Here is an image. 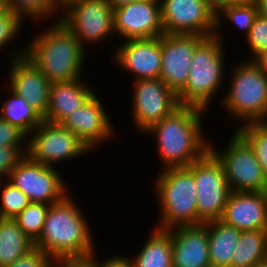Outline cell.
<instances>
[{"label":"cell","instance_id":"6da1fadb","mask_svg":"<svg viewBox=\"0 0 267 267\" xmlns=\"http://www.w3.org/2000/svg\"><path fill=\"white\" fill-rule=\"evenodd\" d=\"M206 110L180 105L144 134L153 136L162 169L188 167L209 150V138L203 130ZM203 117V119H202Z\"/></svg>","mask_w":267,"mask_h":267},{"label":"cell","instance_id":"7a4b0ae2","mask_svg":"<svg viewBox=\"0 0 267 267\" xmlns=\"http://www.w3.org/2000/svg\"><path fill=\"white\" fill-rule=\"evenodd\" d=\"M70 195L49 206L42 233L34 243L55 263L97 252L88 219Z\"/></svg>","mask_w":267,"mask_h":267},{"label":"cell","instance_id":"3957f363","mask_svg":"<svg viewBox=\"0 0 267 267\" xmlns=\"http://www.w3.org/2000/svg\"><path fill=\"white\" fill-rule=\"evenodd\" d=\"M45 31L26 44L28 58L50 83L71 81L81 77L86 50L75 35L60 21L53 20Z\"/></svg>","mask_w":267,"mask_h":267},{"label":"cell","instance_id":"277c9868","mask_svg":"<svg viewBox=\"0 0 267 267\" xmlns=\"http://www.w3.org/2000/svg\"><path fill=\"white\" fill-rule=\"evenodd\" d=\"M224 45L225 42L213 35L205 37L196 46L188 82L177 94L180 105L194 106L207 111L213 104L211 101L214 102L213 99L223 88L226 79Z\"/></svg>","mask_w":267,"mask_h":267},{"label":"cell","instance_id":"5b68a950","mask_svg":"<svg viewBox=\"0 0 267 267\" xmlns=\"http://www.w3.org/2000/svg\"><path fill=\"white\" fill-rule=\"evenodd\" d=\"M157 177V178H156ZM154 179L160 216L156 228L197 225V190L187 167L166 168Z\"/></svg>","mask_w":267,"mask_h":267},{"label":"cell","instance_id":"8992f818","mask_svg":"<svg viewBox=\"0 0 267 267\" xmlns=\"http://www.w3.org/2000/svg\"><path fill=\"white\" fill-rule=\"evenodd\" d=\"M233 67L230 88L221 99L227 116L236 119L237 127L267 121V74L251 59Z\"/></svg>","mask_w":267,"mask_h":267},{"label":"cell","instance_id":"52a82bcc","mask_svg":"<svg viewBox=\"0 0 267 267\" xmlns=\"http://www.w3.org/2000/svg\"><path fill=\"white\" fill-rule=\"evenodd\" d=\"M231 135L221 150L209 140V151L221 163L231 192L267 191V178L254 151L235 130Z\"/></svg>","mask_w":267,"mask_h":267},{"label":"cell","instance_id":"ba28073f","mask_svg":"<svg viewBox=\"0 0 267 267\" xmlns=\"http://www.w3.org/2000/svg\"><path fill=\"white\" fill-rule=\"evenodd\" d=\"M197 190V225L219 220L231 193L221 163L208 150L187 167Z\"/></svg>","mask_w":267,"mask_h":267},{"label":"cell","instance_id":"9c48e42d","mask_svg":"<svg viewBox=\"0 0 267 267\" xmlns=\"http://www.w3.org/2000/svg\"><path fill=\"white\" fill-rule=\"evenodd\" d=\"M90 155L92 151L70 130L61 124L42 121L27 136L26 155L35 162L55 167L64 161Z\"/></svg>","mask_w":267,"mask_h":267},{"label":"cell","instance_id":"30bf717a","mask_svg":"<svg viewBox=\"0 0 267 267\" xmlns=\"http://www.w3.org/2000/svg\"><path fill=\"white\" fill-rule=\"evenodd\" d=\"M59 169L32 161L25 155L11 170L7 178L32 203L55 204L68 194L66 180Z\"/></svg>","mask_w":267,"mask_h":267},{"label":"cell","instance_id":"8fae6325","mask_svg":"<svg viewBox=\"0 0 267 267\" xmlns=\"http://www.w3.org/2000/svg\"><path fill=\"white\" fill-rule=\"evenodd\" d=\"M113 19L114 9L106 0H82L59 18L85 49L114 36Z\"/></svg>","mask_w":267,"mask_h":267},{"label":"cell","instance_id":"7c38bea8","mask_svg":"<svg viewBox=\"0 0 267 267\" xmlns=\"http://www.w3.org/2000/svg\"><path fill=\"white\" fill-rule=\"evenodd\" d=\"M133 83L131 120L142 134L180 106L177 94L160 78L137 79Z\"/></svg>","mask_w":267,"mask_h":267},{"label":"cell","instance_id":"4fadbf2b","mask_svg":"<svg viewBox=\"0 0 267 267\" xmlns=\"http://www.w3.org/2000/svg\"><path fill=\"white\" fill-rule=\"evenodd\" d=\"M165 34H215L216 14L206 0H160Z\"/></svg>","mask_w":267,"mask_h":267},{"label":"cell","instance_id":"5bb4252c","mask_svg":"<svg viewBox=\"0 0 267 267\" xmlns=\"http://www.w3.org/2000/svg\"><path fill=\"white\" fill-rule=\"evenodd\" d=\"M24 47V48H23ZM8 56V89L24 98L27 103L44 118L49 106L51 83L43 73L25 57L26 46Z\"/></svg>","mask_w":267,"mask_h":267},{"label":"cell","instance_id":"9a60e30c","mask_svg":"<svg viewBox=\"0 0 267 267\" xmlns=\"http://www.w3.org/2000/svg\"><path fill=\"white\" fill-rule=\"evenodd\" d=\"M96 92L60 124L75 134L93 152L115 136V126ZM114 126V127H113Z\"/></svg>","mask_w":267,"mask_h":267},{"label":"cell","instance_id":"2e32d148","mask_svg":"<svg viewBox=\"0 0 267 267\" xmlns=\"http://www.w3.org/2000/svg\"><path fill=\"white\" fill-rule=\"evenodd\" d=\"M115 36L120 39H148L164 34L160 0H139L114 9Z\"/></svg>","mask_w":267,"mask_h":267},{"label":"cell","instance_id":"e0dca14e","mask_svg":"<svg viewBox=\"0 0 267 267\" xmlns=\"http://www.w3.org/2000/svg\"><path fill=\"white\" fill-rule=\"evenodd\" d=\"M204 38L194 34L161 35L160 79L176 94L186 86L194 49Z\"/></svg>","mask_w":267,"mask_h":267},{"label":"cell","instance_id":"ac0fdd59","mask_svg":"<svg viewBox=\"0 0 267 267\" xmlns=\"http://www.w3.org/2000/svg\"><path fill=\"white\" fill-rule=\"evenodd\" d=\"M124 42V43H123ZM111 59L137 79H158L162 69L161 36L123 41Z\"/></svg>","mask_w":267,"mask_h":267},{"label":"cell","instance_id":"d6986e66","mask_svg":"<svg viewBox=\"0 0 267 267\" xmlns=\"http://www.w3.org/2000/svg\"><path fill=\"white\" fill-rule=\"evenodd\" d=\"M167 230L171 234L173 267H211L208 222Z\"/></svg>","mask_w":267,"mask_h":267},{"label":"cell","instance_id":"ffe728a7","mask_svg":"<svg viewBox=\"0 0 267 267\" xmlns=\"http://www.w3.org/2000/svg\"><path fill=\"white\" fill-rule=\"evenodd\" d=\"M220 220L240 231L267 229V191L231 192Z\"/></svg>","mask_w":267,"mask_h":267},{"label":"cell","instance_id":"44dd1931","mask_svg":"<svg viewBox=\"0 0 267 267\" xmlns=\"http://www.w3.org/2000/svg\"><path fill=\"white\" fill-rule=\"evenodd\" d=\"M83 81V78H78L51 83L49 106L43 120L60 124L71 112L83 105L96 91L92 90L87 81Z\"/></svg>","mask_w":267,"mask_h":267},{"label":"cell","instance_id":"7402d4cb","mask_svg":"<svg viewBox=\"0 0 267 267\" xmlns=\"http://www.w3.org/2000/svg\"><path fill=\"white\" fill-rule=\"evenodd\" d=\"M241 231L223 221L208 222V247L211 267H231Z\"/></svg>","mask_w":267,"mask_h":267},{"label":"cell","instance_id":"603a6c76","mask_svg":"<svg viewBox=\"0 0 267 267\" xmlns=\"http://www.w3.org/2000/svg\"><path fill=\"white\" fill-rule=\"evenodd\" d=\"M135 256L129 257L132 267H173L171 234L154 227L150 237Z\"/></svg>","mask_w":267,"mask_h":267},{"label":"cell","instance_id":"cb8c5ba5","mask_svg":"<svg viewBox=\"0 0 267 267\" xmlns=\"http://www.w3.org/2000/svg\"><path fill=\"white\" fill-rule=\"evenodd\" d=\"M34 248V242L14 219L0 218V267L12 264Z\"/></svg>","mask_w":267,"mask_h":267},{"label":"cell","instance_id":"d4e9b609","mask_svg":"<svg viewBox=\"0 0 267 267\" xmlns=\"http://www.w3.org/2000/svg\"><path fill=\"white\" fill-rule=\"evenodd\" d=\"M231 267H252L267 260V229L241 231Z\"/></svg>","mask_w":267,"mask_h":267},{"label":"cell","instance_id":"484cf974","mask_svg":"<svg viewBox=\"0 0 267 267\" xmlns=\"http://www.w3.org/2000/svg\"><path fill=\"white\" fill-rule=\"evenodd\" d=\"M10 96L5 98L0 106V118L17 127L28 136L38 127L43 118L27 103V101L10 91Z\"/></svg>","mask_w":267,"mask_h":267},{"label":"cell","instance_id":"4316f807","mask_svg":"<svg viewBox=\"0 0 267 267\" xmlns=\"http://www.w3.org/2000/svg\"><path fill=\"white\" fill-rule=\"evenodd\" d=\"M258 14V5L255 0L241 5L224 7L216 14V29L214 35L224 41L222 35L224 31L223 28L226 27L224 23L225 21L228 23L230 21V23L236 26V29L239 31L241 30L242 33L244 32L243 34L246 37Z\"/></svg>","mask_w":267,"mask_h":267},{"label":"cell","instance_id":"83f0119b","mask_svg":"<svg viewBox=\"0 0 267 267\" xmlns=\"http://www.w3.org/2000/svg\"><path fill=\"white\" fill-rule=\"evenodd\" d=\"M235 131L250 145L267 178V121L246 123Z\"/></svg>","mask_w":267,"mask_h":267},{"label":"cell","instance_id":"f1b7e54d","mask_svg":"<svg viewBox=\"0 0 267 267\" xmlns=\"http://www.w3.org/2000/svg\"><path fill=\"white\" fill-rule=\"evenodd\" d=\"M49 204L30 203L13 219L21 230L35 243L43 229Z\"/></svg>","mask_w":267,"mask_h":267},{"label":"cell","instance_id":"f546056e","mask_svg":"<svg viewBox=\"0 0 267 267\" xmlns=\"http://www.w3.org/2000/svg\"><path fill=\"white\" fill-rule=\"evenodd\" d=\"M4 7L18 13L24 20L46 21L50 16L55 20L60 17L54 12L52 0H3ZM55 15V16H54ZM42 19V20H41Z\"/></svg>","mask_w":267,"mask_h":267},{"label":"cell","instance_id":"4dcf8cb0","mask_svg":"<svg viewBox=\"0 0 267 267\" xmlns=\"http://www.w3.org/2000/svg\"><path fill=\"white\" fill-rule=\"evenodd\" d=\"M0 218L13 219L31 202L8 179L0 180Z\"/></svg>","mask_w":267,"mask_h":267},{"label":"cell","instance_id":"1f68e13d","mask_svg":"<svg viewBox=\"0 0 267 267\" xmlns=\"http://www.w3.org/2000/svg\"><path fill=\"white\" fill-rule=\"evenodd\" d=\"M23 18L18 14L13 12L9 8H4L0 11V50L5 46H9L15 38L18 39L19 32H21V27L23 25Z\"/></svg>","mask_w":267,"mask_h":267},{"label":"cell","instance_id":"d6a6232c","mask_svg":"<svg viewBox=\"0 0 267 267\" xmlns=\"http://www.w3.org/2000/svg\"><path fill=\"white\" fill-rule=\"evenodd\" d=\"M245 38V43L249 47V53L252 55L248 57L253 60L259 53L267 48V18L258 14L253 21L251 30Z\"/></svg>","mask_w":267,"mask_h":267},{"label":"cell","instance_id":"836d02e7","mask_svg":"<svg viewBox=\"0 0 267 267\" xmlns=\"http://www.w3.org/2000/svg\"><path fill=\"white\" fill-rule=\"evenodd\" d=\"M26 153L27 147H0V180L9 177L11 170Z\"/></svg>","mask_w":267,"mask_h":267},{"label":"cell","instance_id":"e575fe53","mask_svg":"<svg viewBox=\"0 0 267 267\" xmlns=\"http://www.w3.org/2000/svg\"><path fill=\"white\" fill-rule=\"evenodd\" d=\"M0 147H27V136L0 118Z\"/></svg>","mask_w":267,"mask_h":267},{"label":"cell","instance_id":"d590c367","mask_svg":"<svg viewBox=\"0 0 267 267\" xmlns=\"http://www.w3.org/2000/svg\"><path fill=\"white\" fill-rule=\"evenodd\" d=\"M4 267H56V263L40 249L34 248L25 256Z\"/></svg>","mask_w":267,"mask_h":267},{"label":"cell","instance_id":"8d00e7d4","mask_svg":"<svg viewBox=\"0 0 267 267\" xmlns=\"http://www.w3.org/2000/svg\"><path fill=\"white\" fill-rule=\"evenodd\" d=\"M96 253L64 259L56 263V267H103V260H99Z\"/></svg>","mask_w":267,"mask_h":267},{"label":"cell","instance_id":"74e56055","mask_svg":"<svg viewBox=\"0 0 267 267\" xmlns=\"http://www.w3.org/2000/svg\"><path fill=\"white\" fill-rule=\"evenodd\" d=\"M128 257L129 256L125 254L108 256L103 260V267H132Z\"/></svg>","mask_w":267,"mask_h":267},{"label":"cell","instance_id":"f35d334b","mask_svg":"<svg viewBox=\"0 0 267 267\" xmlns=\"http://www.w3.org/2000/svg\"><path fill=\"white\" fill-rule=\"evenodd\" d=\"M210 9L215 13H219L224 7L241 5L252 0H206Z\"/></svg>","mask_w":267,"mask_h":267},{"label":"cell","instance_id":"ab89813d","mask_svg":"<svg viewBox=\"0 0 267 267\" xmlns=\"http://www.w3.org/2000/svg\"><path fill=\"white\" fill-rule=\"evenodd\" d=\"M82 0H52L54 12L60 17L74 4L79 3ZM61 11V12H60Z\"/></svg>","mask_w":267,"mask_h":267},{"label":"cell","instance_id":"60d3db41","mask_svg":"<svg viewBox=\"0 0 267 267\" xmlns=\"http://www.w3.org/2000/svg\"><path fill=\"white\" fill-rule=\"evenodd\" d=\"M253 61L267 74V48L259 53Z\"/></svg>","mask_w":267,"mask_h":267},{"label":"cell","instance_id":"b9f144b4","mask_svg":"<svg viewBox=\"0 0 267 267\" xmlns=\"http://www.w3.org/2000/svg\"><path fill=\"white\" fill-rule=\"evenodd\" d=\"M258 5V13L267 18V0H255Z\"/></svg>","mask_w":267,"mask_h":267},{"label":"cell","instance_id":"7bdbcfd3","mask_svg":"<svg viewBox=\"0 0 267 267\" xmlns=\"http://www.w3.org/2000/svg\"><path fill=\"white\" fill-rule=\"evenodd\" d=\"M106 1L110 4V6L113 9H116L122 5L129 4L131 2L139 1V0H106Z\"/></svg>","mask_w":267,"mask_h":267},{"label":"cell","instance_id":"ee69618b","mask_svg":"<svg viewBox=\"0 0 267 267\" xmlns=\"http://www.w3.org/2000/svg\"><path fill=\"white\" fill-rule=\"evenodd\" d=\"M252 267H267V260L260 262V263H257Z\"/></svg>","mask_w":267,"mask_h":267},{"label":"cell","instance_id":"f6af8a7d","mask_svg":"<svg viewBox=\"0 0 267 267\" xmlns=\"http://www.w3.org/2000/svg\"><path fill=\"white\" fill-rule=\"evenodd\" d=\"M4 3L3 0H0V11H2L4 9Z\"/></svg>","mask_w":267,"mask_h":267}]
</instances>
